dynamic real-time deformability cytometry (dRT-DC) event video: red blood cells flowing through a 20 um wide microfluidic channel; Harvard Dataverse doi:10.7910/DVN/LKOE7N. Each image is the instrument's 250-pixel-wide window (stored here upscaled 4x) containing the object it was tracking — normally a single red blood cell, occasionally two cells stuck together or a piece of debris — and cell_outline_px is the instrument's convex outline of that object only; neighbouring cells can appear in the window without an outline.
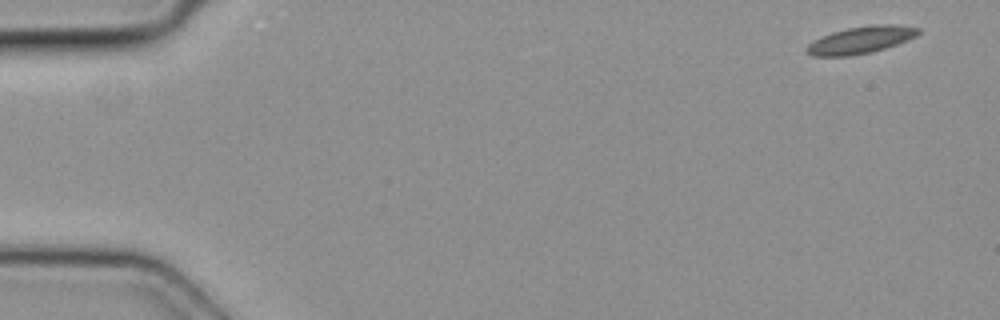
{"species": "common noctule bat (a hibernating species)", "species_latin": "Nyctalus noctula", "temperature_condition": "cold", "stored_images_in_passage": 6, "camera_frame_rate_fps": 3000, "um_per_image_px": 0.085, "animal": {"sex": "female", "body_mass_g": 19.3, "forearm_length_mm": 54.1}, "frame": {"image": 1, "passage_image": 1, "time_ms": 0.0, "image_size_px": [1000, 320], "cell_outline_px": [[920, 32], [916, 36], [908, 40], [872, 52], [848, 56], [812, 56], [808, 52], [808, 44], [832, 32], [848, 28], [872, 24], [892, 24], [920, 28]], "centroid_in_image_um": [73.21, 3.39], "position_along_channel_um": 11.8, "area_um2": 17.34}}
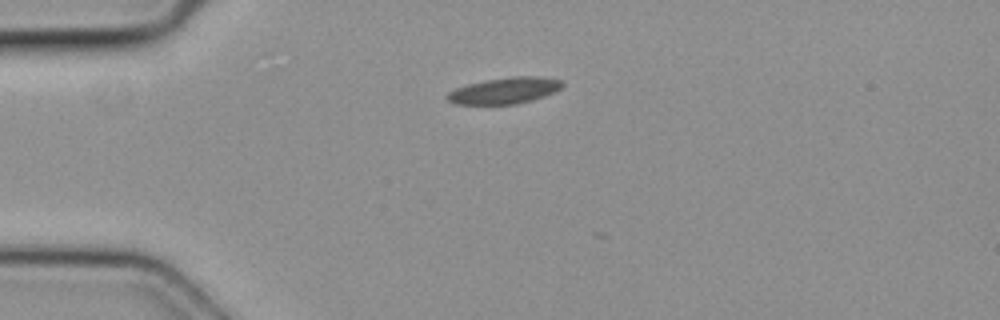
{"frame": {"image": 2, "passage_image": 4, "time_ms": 1.0, "image_size_px": [1000, 320], "cell_outline_px": [[564, 84], [560, 88], [544, 96], [532, 100], [516, 104], [452, 104], [444, 96], [448, 92], [456, 88], [468, 84], [484, 80], [512, 76], [540, 76], [564, 80]], "centroid_in_image_um": [42.88, 7.69], "position_along_channel_um": 42.1, "area_um2": 17.74}}